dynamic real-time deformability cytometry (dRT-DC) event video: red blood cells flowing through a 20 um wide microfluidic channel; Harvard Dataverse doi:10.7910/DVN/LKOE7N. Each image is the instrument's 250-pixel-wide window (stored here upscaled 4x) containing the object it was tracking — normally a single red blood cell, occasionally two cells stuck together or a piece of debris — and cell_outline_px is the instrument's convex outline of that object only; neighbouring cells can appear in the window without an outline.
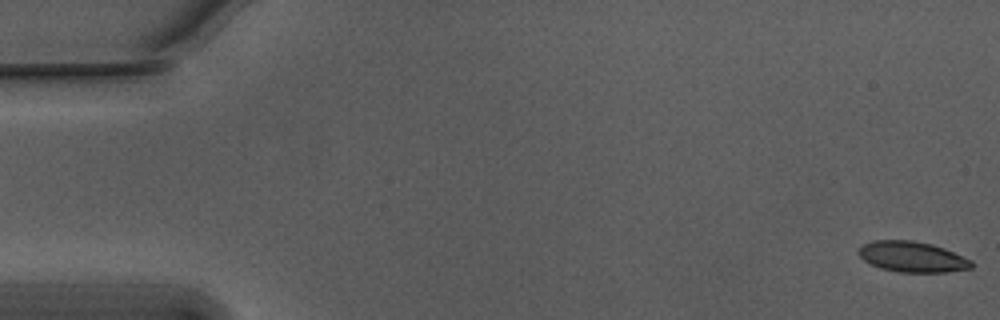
{"species": "Egyptian fruit bat (a non-hibernating species)", "species_latin": "Rousettus aegyptiacus", "temperature_condition": "warm", "stored_images_in_passage": 49, "camera_frame_rate_fps": 3000, "um_per_image_px": 0.085, "animal": {"sex": "male"}, "frame": {"image": 1, "passage_image": 1, "time_ms": 0.0, "image_size_px": [1000, 320], "cell_outline_px": [[972, 268], [948, 272], [900, 272], [880, 268], [864, 260], [856, 252], [864, 244], [872, 240], [912, 240], [932, 244], [944, 248], [972, 260]], "centroid_in_image_um": [77.54, 21.82], "position_along_channel_um": 7.5, "area_um2": 20.11}}
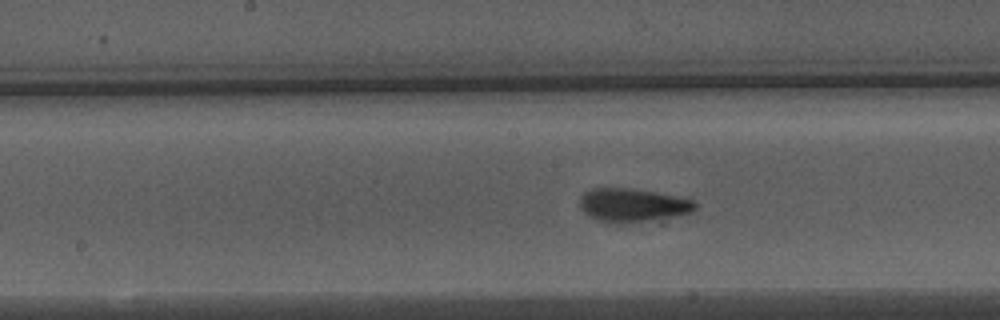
{"frame": {"image": 2, "passage_image": 28, "time_ms": 9.0, "image_size_px": [1000, 320], "cell_outline_px": [[696, 208], [692, 212], [652, 220], [624, 224], [620, 224], [600, 220], [588, 216], [580, 208], [580, 196], [584, 192], [592, 188], [628, 188], [652, 192], [692, 200], [696, 204]], "centroid_in_image_um": [53.71, 17.44], "position_along_channel_um": 194.5, "area_um2": 22.2}}
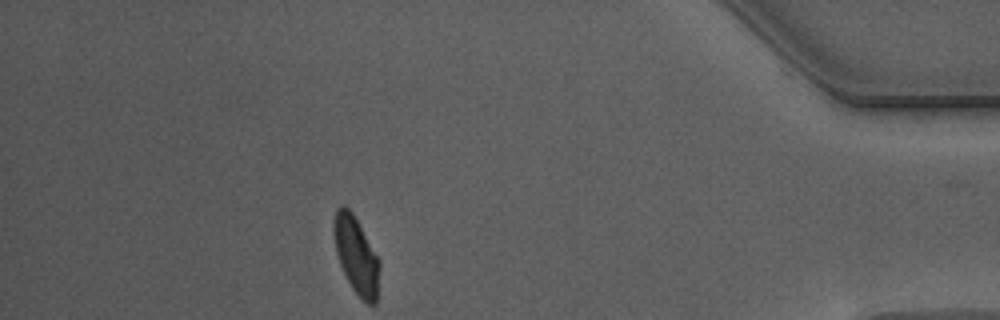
{"frame": {"image": 3, "passage_image": 49, "time_ms": 16.0, "image_size_px": [1000, 320], "cell_outline_px": [[380, 264], [376, 304], [368, 304], [352, 288], [340, 264], [336, 252], [332, 228], [332, 220], [336, 208], [340, 204], [344, 204], [352, 212], [380, 260]], "centroid_in_image_um": [30.25, 21.64], "position_along_channel_um": 404.9, "area_um2": 20.52}, "authors_computed_cell_mechanics": {"area_um2": 21.2704, "velocity_mm_per_s": 3.7406, "shape_relaxation_time_tau1_ms": 3.8593, "shape_relaxation_time_tau2_ms": 1.1729, "deformation_change_tau1": 0.1227, "deformation_change_tau2": 0.0685}}